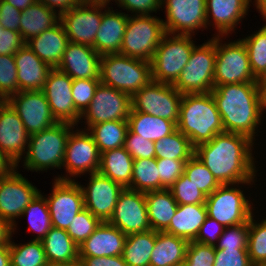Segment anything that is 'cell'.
<instances>
[{
    "label": "cell",
    "mask_w": 266,
    "mask_h": 266,
    "mask_svg": "<svg viewBox=\"0 0 266 266\" xmlns=\"http://www.w3.org/2000/svg\"><path fill=\"white\" fill-rule=\"evenodd\" d=\"M171 266H187V263H186L185 260H184V261H181V262H179V263H175V264H173V265H171Z\"/></svg>",
    "instance_id": "67"
},
{
    "label": "cell",
    "mask_w": 266,
    "mask_h": 266,
    "mask_svg": "<svg viewBox=\"0 0 266 266\" xmlns=\"http://www.w3.org/2000/svg\"><path fill=\"white\" fill-rule=\"evenodd\" d=\"M131 108L129 94L100 82L90 105L81 114L79 123L87 125L81 129L88 130L92 125L106 121L128 120Z\"/></svg>",
    "instance_id": "13"
},
{
    "label": "cell",
    "mask_w": 266,
    "mask_h": 266,
    "mask_svg": "<svg viewBox=\"0 0 266 266\" xmlns=\"http://www.w3.org/2000/svg\"><path fill=\"white\" fill-rule=\"evenodd\" d=\"M255 183L221 184L212 194L206 196L208 217L215 219L223 227L247 223L255 213L253 212L255 207L250 197L245 196V191L241 188L245 184L251 187L250 185H256Z\"/></svg>",
    "instance_id": "6"
},
{
    "label": "cell",
    "mask_w": 266,
    "mask_h": 266,
    "mask_svg": "<svg viewBox=\"0 0 266 266\" xmlns=\"http://www.w3.org/2000/svg\"><path fill=\"white\" fill-rule=\"evenodd\" d=\"M60 22V14L45 4L36 1L22 11L20 17V35L24 42L40 35Z\"/></svg>",
    "instance_id": "31"
},
{
    "label": "cell",
    "mask_w": 266,
    "mask_h": 266,
    "mask_svg": "<svg viewBox=\"0 0 266 266\" xmlns=\"http://www.w3.org/2000/svg\"><path fill=\"white\" fill-rule=\"evenodd\" d=\"M188 160L156 159L160 190L169 189L174 182L184 173L185 164Z\"/></svg>",
    "instance_id": "51"
},
{
    "label": "cell",
    "mask_w": 266,
    "mask_h": 266,
    "mask_svg": "<svg viewBox=\"0 0 266 266\" xmlns=\"http://www.w3.org/2000/svg\"><path fill=\"white\" fill-rule=\"evenodd\" d=\"M127 235L108 221L101 222L97 229L79 248V257L120 256Z\"/></svg>",
    "instance_id": "26"
},
{
    "label": "cell",
    "mask_w": 266,
    "mask_h": 266,
    "mask_svg": "<svg viewBox=\"0 0 266 266\" xmlns=\"http://www.w3.org/2000/svg\"><path fill=\"white\" fill-rule=\"evenodd\" d=\"M102 20V0H81L60 14L69 42L94 48L95 37Z\"/></svg>",
    "instance_id": "14"
},
{
    "label": "cell",
    "mask_w": 266,
    "mask_h": 266,
    "mask_svg": "<svg viewBox=\"0 0 266 266\" xmlns=\"http://www.w3.org/2000/svg\"><path fill=\"white\" fill-rule=\"evenodd\" d=\"M45 4L47 7L53 9L59 14L70 10L72 7L76 6L81 0H37Z\"/></svg>",
    "instance_id": "59"
},
{
    "label": "cell",
    "mask_w": 266,
    "mask_h": 266,
    "mask_svg": "<svg viewBox=\"0 0 266 266\" xmlns=\"http://www.w3.org/2000/svg\"><path fill=\"white\" fill-rule=\"evenodd\" d=\"M108 222L125 235L150 231L145 193L124 188Z\"/></svg>",
    "instance_id": "18"
},
{
    "label": "cell",
    "mask_w": 266,
    "mask_h": 266,
    "mask_svg": "<svg viewBox=\"0 0 266 266\" xmlns=\"http://www.w3.org/2000/svg\"><path fill=\"white\" fill-rule=\"evenodd\" d=\"M130 189L143 193L160 190L156 158L134 159Z\"/></svg>",
    "instance_id": "41"
},
{
    "label": "cell",
    "mask_w": 266,
    "mask_h": 266,
    "mask_svg": "<svg viewBox=\"0 0 266 266\" xmlns=\"http://www.w3.org/2000/svg\"><path fill=\"white\" fill-rule=\"evenodd\" d=\"M187 266H213L215 262V246L190 241L186 249Z\"/></svg>",
    "instance_id": "52"
},
{
    "label": "cell",
    "mask_w": 266,
    "mask_h": 266,
    "mask_svg": "<svg viewBox=\"0 0 266 266\" xmlns=\"http://www.w3.org/2000/svg\"><path fill=\"white\" fill-rule=\"evenodd\" d=\"M128 129L144 139L155 142L173 133L177 124L173 121L134 111L132 108L128 116Z\"/></svg>",
    "instance_id": "34"
},
{
    "label": "cell",
    "mask_w": 266,
    "mask_h": 266,
    "mask_svg": "<svg viewBox=\"0 0 266 266\" xmlns=\"http://www.w3.org/2000/svg\"><path fill=\"white\" fill-rule=\"evenodd\" d=\"M207 216L205 204H178L176 212L164 232L183 238L188 242L194 241Z\"/></svg>",
    "instance_id": "29"
},
{
    "label": "cell",
    "mask_w": 266,
    "mask_h": 266,
    "mask_svg": "<svg viewBox=\"0 0 266 266\" xmlns=\"http://www.w3.org/2000/svg\"><path fill=\"white\" fill-rule=\"evenodd\" d=\"M22 11L11 4L0 0V25L8 30L20 32V17Z\"/></svg>",
    "instance_id": "57"
},
{
    "label": "cell",
    "mask_w": 266,
    "mask_h": 266,
    "mask_svg": "<svg viewBox=\"0 0 266 266\" xmlns=\"http://www.w3.org/2000/svg\"><path fill=\"white\" fill-rule=\"evenodd\" d=\"M213 266H254L247 249H217Z\"/></svg>",
    "instance_id": "53"
},
{
    "label": "cell",
    "mask_w": 266,
    "mask_h": 266,
    "mask_svg": "<svg viewBox=\"0 0 266 266\" xmlns=\"http://www.w3.org/2000/svg\"><path fill=\"white\" fill-rule=\"evenodd\" d=\"M223 38V39H222ZM227 36H215L214 87L233 83L258 82L254 77L246 45L239 38L225 42ZM224 42V43H222Z\"/></svg>",
    "instance_id": "10"
},
{
    "label": "cell",
    "mask_w": 266,
    "mask_h": 266,
    "mask_svg": "<svg viewBox=\"0 0 266 266\" xmlns=\"http://www.w3.org/2000/svg\"><path fill=\"white\" fill-rule=\"evenodd\" d=\"M9 253L11 266H49L40 240L31 239L20 245L11 239Z\"/></svg>",
    "instance_id": "40"
},
{
    "label": "cell",
    "mask_w": 266,
    "mask_h": 266,
    "mask_svg": "<svg viewBox=\"0 0 266 266\" xmlns=\"http://www.w3.org/2000/svg\"><path fill=\"white\" fill-rule=\"evenodd\" d=\"M260 100L263 112H266V76L261 77L258 80Z\"/></svg>",
    "instance_id": "62"
},
{
    "label": "cell",
    "mask_w": 266,
    "mask_h": 266,
    "mask_svg": "<svg viewBox=\"0 0 266 266\" xmlns=\"http://www.w3.org/2000/svg\"><path fill=\"white\" fill-rule=\"evenodd\" d=\"M117 6L127 11V15L130 12L132 16L138 15H153L160 11L162 0H110Z\"/></svg>",
    "instance_id": "54"
},
{
    "label": "cell",
    "mask_w": 266,
    "mask_h": 266,
    "mask_svg": "<svg viewBox=\"0 0 266 266\" xmlns=\"http://www.w3.org/2000/svg\"><path fill=\"white\" fill-rule=\"evenodd\" d=\"M18 169L0 178V217L13 226V233L17 230L16 219L21 218L24 209L41 191Z\"/></svg>",
    "instance_id": "15"
},
{
    "label": "cell",
    "mask_w": 266,
    "mask_h": 266,
    "mask_svg": "<svg viewBox=\"0 0 266 266\" xmlns=\"http://www.w3.org/2000/svg\"><path fill=\"white\" fill-rule=\"evenodd\" d=\"M101 222L99 218L84 208L75 216L66 231L79 246L97 229Z\"/></svg>",
    "instance_id": "45"
},
{
    "label": "cell",
    "mask_w": 266,
    "mask_h": 266,
    "mask_svg": "<svg viewBox=\"0 0 266 266\" xmlns=\"http://www.w3.org/2000/svg\"><path fill=\"white\" fill-rule=\"evenodd\" d=\"M86 266H128L120 256L79 257Z\"/></svg>",
    "instance_id": "58"
},
{
    "label": "cell",
    "mask_w": 266,
    "mask_h": 266,
    "mask_svg": "<svg viewBox=\"0 0 266 266\" xmlns=\"http://www.w3.org/2000/svg\"><path fill=\"white\" fill-rule=\"evenodd\" d=\"M24 44L20 32L5 29L0 25V55H15Z\"/></svg>",
    "instance_id": "56"
},
{
    "label": "cell",
    "mask_w": 266,
    "mask_h": 266,
    "mask_svg": "<svg viewBox=\"0 0 266 266\" xmlns=\"http://www.w3.org/2000/svg\"><path fill=\"white\" fill-rule=\"evenodd\" d=\"M252 0H206L207 29L217 31L215 36L235 33V28L248 15Z\"/></svg>",
    "instance_id": "23"
},
{
    "label": "cell",
    "mask_w": 266,
    "mask_h": 266,
    "mask_svg": "<svg viewBox=\"0 0 266 266\" xmlns=\"http://www.w3.org/2000/svg\"><path fill=\"white\" fill-rule=\"evenodd\" d=\"M60 266H86V265L84 264L82 259L78 258L75 261H72V262H69L67 264H63V265H60Z\"/></svg>",
    "instance_id": "66"
},
{
    "label": "cell",
    "mask_w": 266,
    "mask_h": 266,
    "mask_svg": "<svg viewBox=\"0 0 266 266\" xmlns=\"http://www.w3.org/2000/svg\"><path fill=\"white\" fill-rule=\"evenodd\" d=\"M263 21L265 24L258 31L241 39L246 45L250 67L257 80L266 76V20Z\"/></svg>",
    "instance_id": "42"
},
{
    "label": "cell",
    "mask_w": 266,
    "mask_h": 266,
    "mask_svg": "<svg viewBox=\"0 0 266 266\" xmlns=\"http://www.w3.org/2000/svg\"><path fill=\"white\" fill-rule=\"evenodd\" d=\"M182 96L173 84L151 80L131 97L132 109L177 124Z\"/></svg>",
    "instance_id": "12"
},
{
    "label": "cell",
    "mask_w": 266,
    "mask_h": 266,
    "mask_svg": "<svg viewBox=\"0 0 266 266\" xmlns=\"http://www.w3.org/2000/svg\"><path fill=\"white\" fill-rule=\"evenodd\" d=\"M16 168L17 164L0 150V178L9 176Z\"/></svg>",
    "instance_id": "61"
},
{
    "label": "cell",
    "mask_w": 266,
    "mask_h": 266,
    "mask_svg": "<svg viewBox=\"0 0 266 266\" xmlns=\"http://www.w3.org/2000/svg\"><path fill=\"white\" fill-rule=\"evenodd\" d=\"M169 189L177 204H205L206 195L190 182L184 173Z\"/></svg>",
    "instance_id": "46"
},
{
    "label": "cell",
    "mask_w": 266,
    "mask_h": 266,
    "mask_svg": "<svg viewBox=\"0 0 266 266\" xmlns=\"http://www.w3.org/2000/svg\"><path fill=\"white\" fill-rule=\"evenodd\" d=\"M100 82L131 97L152 80L151 62L121 55H101Z\"/></svg>",
    "instance_id": "5"
},
{
    "label": "cell",
    "mask_w": 266,
    "mask_h": 266,
    "mask_svg": "<svg viewBox=\"0 0 266 266\" xmlns=\"http://www.w3.org/2000/svg\"><path fill=\"white\" fill-rule=\"evenodd\" d=\"M254 143L245 135L223 132L197 145L194 155L220 184L255 182L258 161L253 154Z\"/></svg>",
    "instance_id": "1"
},
{
    "label": "cell",
    "mask_w": 266,
    "mask_h": 266,
    "mask_svg": "<svg viewBox=\"0 0 266 266\" xmlns=\"http://www.w3.org/2000/svg\"><path fill=\"white\" fill-rule=\"evenodd\" d=\"M27 216L29 232L36 233L33 240H42L53 227L45 196L40 192L24 209L21 217Z\"/></svg>",
    "instance_id": "39"
},
{
    "label": "cell",
    "mask_w": 266,
    "mask_h": 266,
    "mask_svg": "<svg viewBox=\"0 0 266 266\" xmlns=\"http://www.w3.org/2000/svg\"><path fill=\"white\" fill-rule=\"evenodd\" d=\"M11 4L16 9L23 11L29 6L33 5L37 0H3Z\"/></svg>",
    "instance_id": "63"
},
{
    "label": "cell",
    "mask_w": 266,
    "mask_h": 266,
    "mask_svg": "<svg viewBox=\"0 0 266 266\" xmlns=\"http://www.w3.org/2000/svg\"><path fill=\"white\" fill-rule=\"evenodd\" d=\"M249 221L247 223L224 227L219 237L217 249H247Z\"/></svg>",
    "instance_id": "48"
},
{
    "label": "cell",
    "mask_w": 266,
    "mask_h": 266,
    "mask_svg": "<svg viewBox=\"0 0 266 266\" xmlns=\"http://www.w3.org/2000/svg\"><path fill=\"white\" fill-rule=\"evenodd\" d=\"M211 93L221 115L224 132L242 134L255 142L265 113L258 82L216 86Z\"/></svg>",
    "instance_id": "2"
},
{
    "label": "cell",
    "mask_w": 266,
    "mask_h": 266,
    "mask_svg": "<svg viewBox=\"0 0 266 266\" xmlns=\"http://www.w3.org/2000/svg\"><path fill=\"white\" fill-rule=\"evenodd\" d=\"M76 125L57 122L52 127L30 135L26 154L21 162L24 169L43 172L48 169H62L66 142Z\"/></svg>",
    "instance_id": "4"
},
{
    "label": "cell",
    "mask_w": 266,
    "mask_h": 266,
    "mask_svg": "<svg viewBox=\"0 0 266 266\" xmlns=\"http://www.w3.org/2000/svg\"><path fill=\"white\" fill-rule=\"evenodd\" d=\"M17 92V67L14 55H0V94L7 101Z\"/></svg>",
    "instance_id": "47"
},
{
    "label": "cell",
    "mask_w": 266,
    "mask_h": 266,
    "mask_svg": "<svg viewBox=\"0 0 266 266\" xmlns=\"http://www.w3.org/2000/svg\"><path fill=\"white\" fill-rule=\"evenodd\" d=\"M162 8L166 33L194 36L195 31L207 29L206 0H162Z\"/></svg>",
    "instance_id": "16"
},
{
    "label": "cell",
    "mask_w": 266,
    "mask_h": 266,
    "mask_svg": "<svg viewBox=\"0 0 266 266\" xmlns=\"http://www.w3.org/2000/svg\"><path fill=\"white\" fill-rule=\"evenodd\" d=\"M156 231L127 235L122 253L128 266H150V256L155 245Z\"/></svg>",
    "instance_id": "36"
},
{
    "label": "cell",
    "mask_w": 266,
    "mask_h": 266,
    "mask_svg": "<svg viewBox=\"0 0 266 266\" xmlns=\"http://www.w3.org/2000/svg\"><path fill=\"white\" fill-rule=\"evenodd\" d=\"M72 82L73 79L67 74L53 68L46 78L42 91L57 122H68L78 126L81 114L74 105Z\"/></svg>",
    "instance_id": "20"
},
{
    "label": "cell",
    "mask_w": 266,
    "mask_h": 266,
    "mask_svg": "<svg viewBox=\"0 0 266 266\" xmlns=\"http://www.w3.org/2000/svg\"><path fill=\"white\" fill-rule=\"evenodd\" d=\"M13 234V226L0 217V246H9Z\"/></svg>",
    "instance_id": "60"
},
{
    "label": "cell",
    "mask_w": 266,
    "mask_h": 266,
    "mask_svg": "<svg viewBox=\"0 0 266 266\" xmlns=\"http://www.w3.org/2000/svg\"><path fill=\"white\" fill-rule=\"evenodd\" d=\"M124 149L133 159L155 158V142L144 139L142 136L127 130Z\"/></svg>",
    "instance_id": "50"
},
{
    "label": "cell",
    "mask_w": 266,
    "mask_h": 266,
    "mask_svg": "<svg viewBox=\"0 0 266 266\" xmlns=\"http://www.w3.org/2000/svg\"><path fill=\"white\" fill-rule=\"evenodd\" d=\"M188 241L165 232L156 231L150 266H171L185 260Z\"/></svg>",
    "instance_id": "35"
},
{
    "label": "cell",
    "mask_w": 266,
    "mask_h": 266,
    "mask_svg": "<svg viewBox=\"0 0 266 266\" xmlns=\"http://www.w3.org/2000/svg\"><path fill=\"white\" fill-rule=\"evenodd\" d=\"M215 36L195 45L188 63L173 84L181 94L210 93L214 88Z\"/></svg>",
    "instance_id": "9"
},
{
    "label": "cell",
    "mask_w": 266,
    "mask_h": 266,
    "mask_svg": "<svg viewBox=\"0 0 266 266\" xmlns=\"http://www.w3.org/2000/svg\"><path fill=\"white\" fill-rule=\"evenodd\" d=\"M195 153L190 139L178 129L173 133L155 141L156 159L189 160Z\"/></svg>",
    "instance_id": "38"
},
{
    "label": "cell",
    "mask_w": 266,
    "mask_h": 266,
    "mask_svg": "<svg viewBox=\"0 0 266 266\" xmlns=\"http://www.w3.org/2000/svg\"><path fill=\"white\" fill-rule=\"evenodd\" d=\"M110 4V1L102 0V20L94 43V49L100 55L120 53L128 21L125 12L113 10Z\"/></svg>",
    "instance_id": "25"
},
{
    "label": "cell",
    "mask_w": 266,
    "mask_h": 266,
    "mask_svg": "<svg viewBox=\"0 0 266 266\" xmlns=\"http://www.w3.org/2000/svg\"><path fill=\"white\" fill-rule=\"evenodd\" d=\"M100 157L93 136L87 130L76 126L68 136L62 163V169L64 168L67 174L63 173L54 179L74 181L85 174L97 173L100 168Z\"/></svg>",
    "instance_id": "11"
},
{
    "label": "cell",
    "mask_w": 266,
    "mask_h": 266,
    "mask_svg": "<svg viewBox=\"0 0 266 266\" xmlns=\"http://www.w3.org/2000/svg\"><path fill=\"white\" fill-rule=\"evenodd\" d=\"M41 241L49 266H60L79 258L78 245L65 229L52 227Z\"/></svg>",
    "instance_id": "30"
},
{
    "label": "cell",
    "mask_w": 266,
    "mask_h": 266,
    "mask_svg": "<svg viewBox=\"0 0 266 266\" xmlns=\"http://www.w3.org/2000/svg\"><path fill=\"white\" fill-rule=\"evenodd\" d=\"M166 35L161 18L156 15L128 14V21L119 54L151 62L155 50Z\"/></svg>",
    "instance_id": "7"
},
{
    "label": "cell",
    "mask_w": 266,
    "mask_h": 266,
    "mask_svg": "<svg viewBox=\"0 0 266 266\" xmlns=\"http://www.w3.org/2000/svg\"><path fill=\"white\" fill-rule=\"evenodd\" d=\"M6 100L3 98V96L0 94V106H2Z\"/></svg>",
    "instance_id": "68"
},
{
    "label": "cell",
    "mask_w": 266,
    "mask_h": 266,
    "mask_svg": "<svg viewBox=\"0 0 266 266\" xmlns=\"http://www.w3.org/2000/svg\"><path fill=\"white\" fill-rule=\"evenodd\" d=\"M177 129L196 147L224 132L212 93L183 94Z\"/></svg>",
    "instance_id": "3"
},
{
    "label": "cell",
    "mask_w": 266,
    "mask_h": 266,
    "mask_svg": "<svg viewBox=\"0 0 266 266\" xmlns=\"http://www.w3.org/2000/svg\"><path fill=\"white\" fill-rule=\"evenodd\" d=\"M254 217L249 219L247 252L254 266H266V217L260 222Z\"/></svg>",
    "instance_id": "43"
},
{
    "label": "cell",
    "mask_w": 266,
    "mask_h": 266,
    "mask_svg": "<svg viewBox=\"0 0 266 266\" xmlns=\"http://www.w3.org/2000/svg\"><path fill=\"white\" fill-rule=\"evenodd\" d=\"M148 219L151 230L164 232L178 207L170 189L149 191L145 193Z\"/></svg>",
    "instance_id": "32"
},
{
    "label": "cell",
    "mask_w": 266,
    "mask_h": 266,
    "mask_svg": "<svg viewBox=\"0 0 266 266\" xmlns=\"http://www.w3.org/2000/svg\"><path fill=\"white\" fill-rule=\"evenodd\" d=\"M48 197L52 226L67 229L75 216L84 209V195L80 183L76 180L54 179Z\"/></svg>",
    "instance_id": "17"
},
{
    "label": "cell",
    "mask_w": 266,
    "mask_h": 266,
    "mask_svg": "<svg viewBox=\"0 0 266 266\" xmlns=\"http://www.w3.org/2000/svg\"><path fill=\"white\" fill-rule=\"evenodd\" d=\"M192 35L169 34L163 37L151 61L152 80L174 84L188 63L195 46Z\"/></svg>",
    "instance_id": "8"
},
{
    "label": "cell",
    "mask_w": 266,
    "mask_h": 266,
    "mask_svg": "<svg viewBox=\"0 0 266 266\" xmlns=\"http://www.w3.org/2000/svg\"><path fill=\"white\" fill-rule=\"evenodd\" d=\"M223 230L224 227L220 223L207 216L204 223L201 225L194 242L216 246Z\"/></svg>",
    "instance_id": "55"
},
{
    "label": "cell",
    "mask_w": 266,
    "mask_h": 266,
    "mask_svg": "<svg viewBox=\"0 0 266 266\" xmlns=\"http://www.w3.org/2000/svg\"><path fill=\"white\" fill-rule=\"evenodd\" d=\"M100 79H75L72 82V96L76 110L82 114L90 105Z\"/></svg>",
    "instance_id": "49"
},
{
    "label": "cell",
    "mask_w": 266,
    "mask_h": 266,
    "mask_svg": "<svg viewBox=\"0 0 266 266\" xmlns=\"http://www.w3.org/2000/svg\"><path fill=\"white\" fill-rule=\"evenodd\" d=\"M184 174L206 196L212 194L221 185L195 155L186 162Z\"/></svg>",
    "instance_id": "44"
},
{
    "label": "cell",
    "mask_w": 266,
    "mask_h": 266,
    "mask_svg": "<svg viewBox=\"0 0 266 266\" xmlns=\"http://www.w3.org/2000/svg\"><path fill=\"white\" fill-rule=\"evenodd\" d=\"M128 130L127 120L106 121L92 125L87 131L101 153L123 147Z\"/></svg>",
    "instance_id": "37"
},
{
    "label": "cell",
    "mask_w": 266,
    "mask_h": 266,
    "mask_svg": "<svg viewBox=\"0 0 266 266\" xmlns=\"http://www.w3.org/2000/svg\"><path fill=\"white\" fill-rule=\"evenodd\" d=\"M134 159L124 147L101 153L99 173L123 188H130Z\"/></svg>",
    "instance_id": "33"
},
{
    "label": "cell",
    "mask_w": 266,
    "mask_h": 266,
    "mask_svg": "<svg viewBox=\"0 0 266 266\" xmlns=\"http://www.w3.org/2000/svg\"><path fill=\"white\" fill-rule=\"evenodd\" d=\"M29 137L17 112L6 101L0 106V150L17 164V168L26 154Z\"/></svg>",
    "instance_id": "22"
},
{
    "label": "cell",
    "mask_w": 266,
    "mask_h": 266,
    "mask_svg": "<svg viewBox=\"0 0 266 266\" xmlns=\"http://www.w3.org/2000/svg\"><path fill=\"white\" fill-rule=\"evenodd\" d=\"M68 43L69 38L59 22L40 35L30 38L25 45L53 69L58 67Z\"/></svg>",
    "instance_id": "28"
},
{
    "label": "cell",
    "mask_w": 266,
    "mask_h": 266,
    "mask_svg": "<svg viewBox=\"0 0 266 266\" xmlns=\"http://www.w3.org/2000/svg\"><path fill=\"white\" fill-rule=\"evenodd\" d=\"M0 266H11L9 246H0Z\"/></svg>",
    "instance_id": "64"
},
{
    "label": "cell",
    "mask_w": 266,
    "mask_h": 266,
    "mask_svg": "<svg viewBox=\"0 0 266 266\" xmlns=\"http://www.w3.org/2000/svg\"><path fill=\"white\" fill-rule=\"evenodd\" d=\"M7 102L17 112L29 135L39 133L57 123L42 90L19 91Z\"/></svg>",
    "instance_id": "19"
},
{
    "label": "cell",
    "mask_w": 266,
    "mask_h": 266,
    "mask_svg": "<svg viewBox=\"0 0 266 266\" xmlns=\"http://www.w3.org/2000/svg\"><path fill=\"white\" fill-rule=\"evenodd\" d=\"M101 55L88 45L69 42L56 69L75 79H99Z\"/></svg>",
    "instance_id": "24"
},
{
    "label": "cell",
    "mask_w": 266,
    "mask_h": 266,
    "mask_svg": "<svg viewBox=\"0 0 266 266\" xmlns=\"http://www.w3.org/2000/svg\"><path fill=\"white\" fill-rule=\"evenodd\" d=\"M88 179L87 187L79 182L84 195V208L102 222L109 221L124 188L99 172L89 174Z\"/></svg>",
    "instance_id": "21"
},
{
    "label": "cell",
    "mask_w": 266,
    "mask_h": 266,
    "mask_svg": "<svg viewBox=\"0 0 266 266\" xmlns=\"http://www.w3.org/2000/svg\"><path fill=\"white\" fill-rule=\"evenodd\" d=\"M14 58L17 67L18 92L41 91L52 68L25 44Z\"/></svg>",
    "instance_id": "27"
},
{
    "label": "cell",
    "mask_w": 266,
    "mask_h": 266,
    "mask_svg": "<svg viewBox=\"0 0 266 266\" xmlns=\"http://www.w3.org/2000/svg\"><path fill=\"white\" fill-rule=\"evenodd\" d=\"M251 3H254L255 9L262 15V20H266V0H254Z\"/></svg>",
    "instance_id": "65"
}]
</instances>
